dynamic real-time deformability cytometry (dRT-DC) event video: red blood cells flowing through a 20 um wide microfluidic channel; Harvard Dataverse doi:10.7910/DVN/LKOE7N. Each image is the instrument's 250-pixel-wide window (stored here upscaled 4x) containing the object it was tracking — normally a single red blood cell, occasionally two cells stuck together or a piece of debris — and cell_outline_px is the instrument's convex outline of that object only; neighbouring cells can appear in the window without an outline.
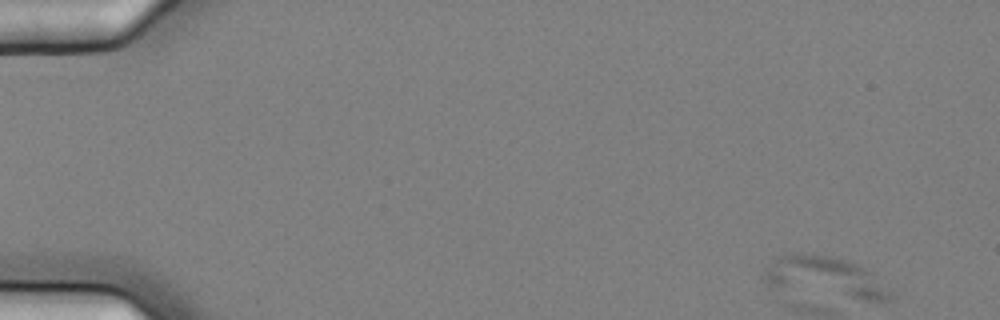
{"species": "common noctule bat (a hibernating species)", "species_latin": "Nyctalus noctula", "temperature_condition": "cold", "stored_images_in_passage": 6, "segment_of_instrument_passage": [2, 2], "camera_frame_rate_fps": 3000, "um_per_image_px": 0.085, "animal": {"sex": "female", "body_mass_g": 25.1}, "frame": {"image": 1, "passage_image": 6, "time_ms": 1.667, "image_size_px": [1000, 320], "cell_outline_px": [[896, 296], [892, 300], [864, 300], [768, 284], [760, 276], [764, 268], [776, 256], [792, 252], [800, 252], [828, 256], [844, 260], [856, 264], [864, 268]], "centroid_in_image_um": [70.09, 23.51], "position_along_channel_um": 14.9, "area_um2": 29.02}}